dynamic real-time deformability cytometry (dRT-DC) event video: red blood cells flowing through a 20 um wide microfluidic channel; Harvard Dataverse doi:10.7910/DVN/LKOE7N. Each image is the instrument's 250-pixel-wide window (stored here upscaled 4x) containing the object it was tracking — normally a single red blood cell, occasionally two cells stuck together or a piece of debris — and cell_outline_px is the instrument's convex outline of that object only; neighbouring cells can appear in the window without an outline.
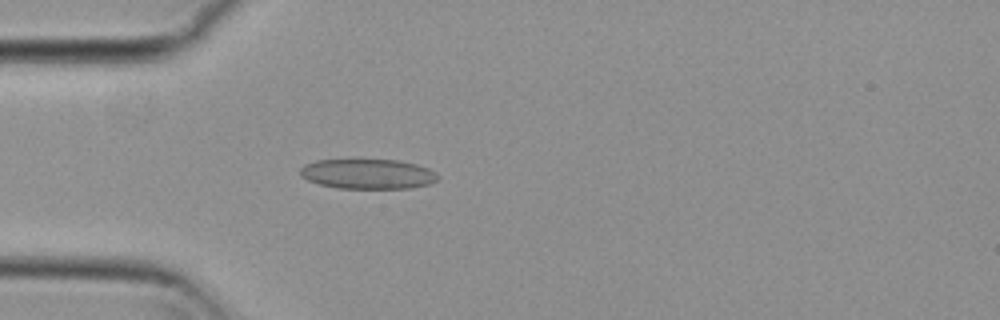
{"species": "common noctule bat (a hibernating species)", "species_latin": "Nyctalus noctula", "temperature_condition": "cold", "stored_images_in_passage": 31, "camera_frame_rate_fps": 3000, "um_per_image_px": 0.085, "animal": {"sex": "female", "body_mass_g": 29.2, "forearm_length_mm": 56.3}, "frame": {"image": 1, "passage_image": 6, "time_ms": 1.667, "image_size_px": [1000, 320], "cell_outline_px": [[440, 176], [436, 180], [428, 184], [412, 188], [340, 188], [320, 184], [308, 180], [300, 176], [300, 168], [304, 164], [316, 160], [400, 160], [416, 164], [428, 168], [436, 172]], "centroid_in_image_um": [31.27, 14.78], "position_along_channel_um": 53.7, "area_um2": 23.99}}
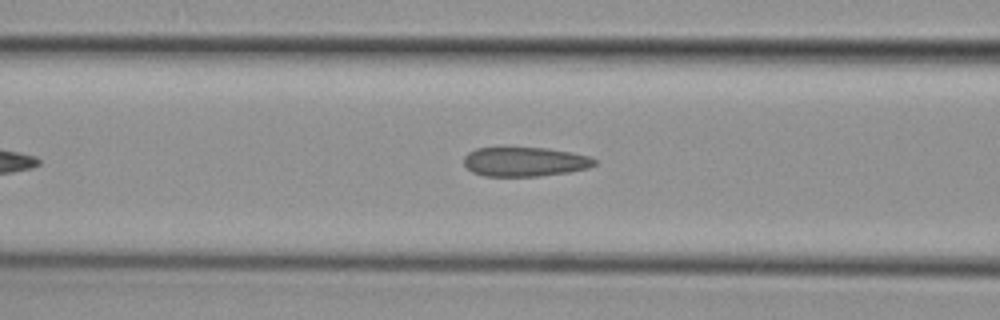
{"frame": {"image": 2, "passage_image": 12, "time_ms": 3.667, "image_size_px": [1000, 320], "cell_outline_px": [[596, 164], [588, 168], [568, 172], [540, 176], [484, 176], [472, 172], [464, 164], [464, 156], [468, 152], [476, 148], [548, 148], [572, 152], [588, 156], [596, 160]], "centroid_in_image_um": [44.6, 13.75], "position_along_channel_um": 122.0, "area_um2": 22.31}}
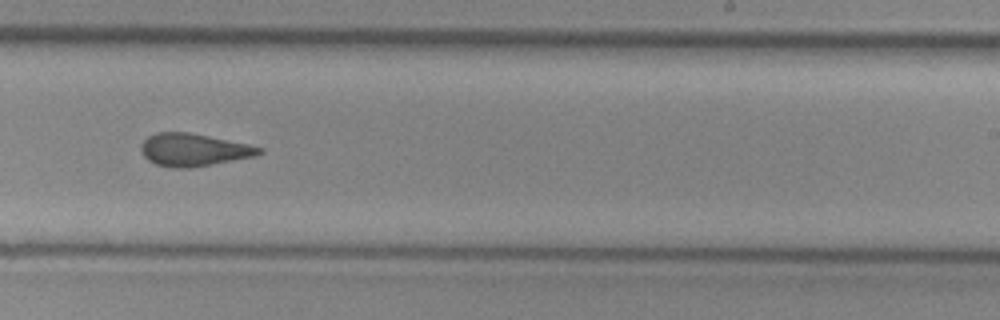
{"frame": {"image": 3, "passage_image": 24, "time_ms": 7.667, "image_size_px": [1000, 320], "cell_outline_px": [[264, 152], [256, 156], [192, 168], [172, 168], [156, 164], [148, 160], [144, 156], [140, 148], [140, 144], [148, 136], [156, 132], [188, 132], [248, 144], [264, 148]], "centroid_in_image_um": [16.46, 12.74], "position_along_channel_um": 272.5, "area_um2": 22.54}}